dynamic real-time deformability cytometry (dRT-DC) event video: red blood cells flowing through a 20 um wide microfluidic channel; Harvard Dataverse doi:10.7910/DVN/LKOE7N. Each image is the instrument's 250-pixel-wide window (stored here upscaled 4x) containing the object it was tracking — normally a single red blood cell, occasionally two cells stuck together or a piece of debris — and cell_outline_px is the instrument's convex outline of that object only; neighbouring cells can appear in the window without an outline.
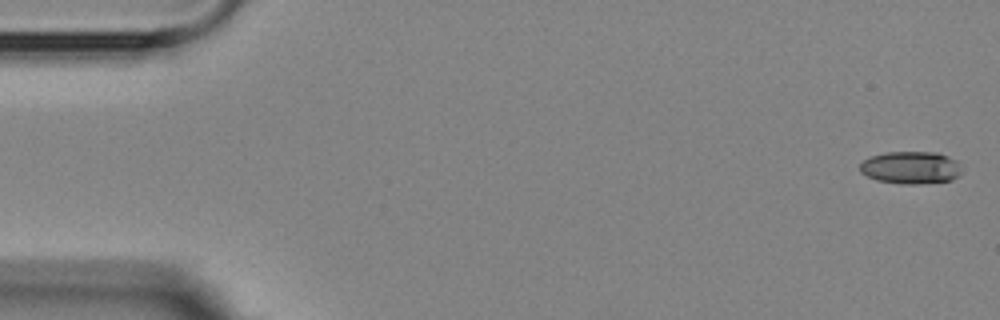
{"species": "Egyptian fruit bat (a non-hibernating species)", "species_latin": "Rousettus aegyptiacus", "temperature_condition": "room temperature", "stored_images_in_passage": 5, "camera_frame_rate_fps": 3000, "um_per_image_px": 0.085, "animal": {"sex": "female"}, "frame": {"image": 1, "passage_image": 1, "time_ms": 0.0, "image_size_px": [1000, 320], "cell_outline_px": [[960, 176], [952, 180], [916, 184], [900, 184], [876, 180], [860, 172], [860, 164], [864, 160], [872, 156], [888, 152], [936, 152], [948, 156], [956, 160], [960, 172]], "centroid_in_image_um": [77.41, 14.25], "position_along_channel_um": 7.6, "area_um2": 19.19}}
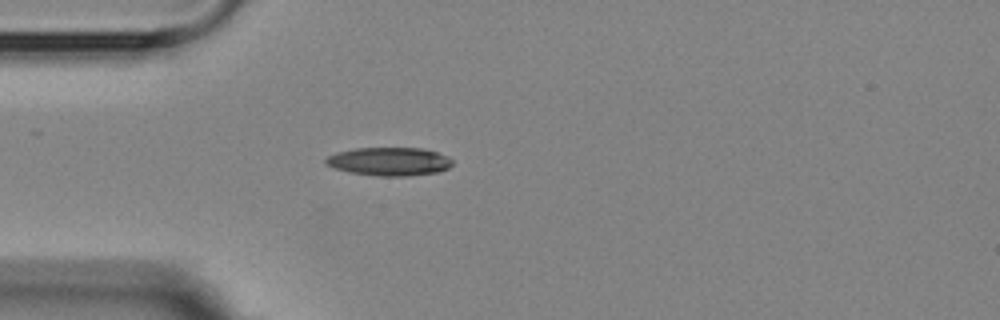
{"frame": {"image": 2, "passage_image": 5, "time_ms": 4.667, "image_size_px": [1000, 320], "cell_outline_px": [[452, 164], [448, 168], [440, 172], [408, 176], [376, 176], [348, 172], [324, 164], [324, 160], [328, 156], [336, 152], [356, 148], [420, 148], [436, 152], [448, 156], [452, 160]], "centroid_in_image_um": [33.08, 13.73], "position_along_channel_um": 51.9, "area_um2": 21.04}}